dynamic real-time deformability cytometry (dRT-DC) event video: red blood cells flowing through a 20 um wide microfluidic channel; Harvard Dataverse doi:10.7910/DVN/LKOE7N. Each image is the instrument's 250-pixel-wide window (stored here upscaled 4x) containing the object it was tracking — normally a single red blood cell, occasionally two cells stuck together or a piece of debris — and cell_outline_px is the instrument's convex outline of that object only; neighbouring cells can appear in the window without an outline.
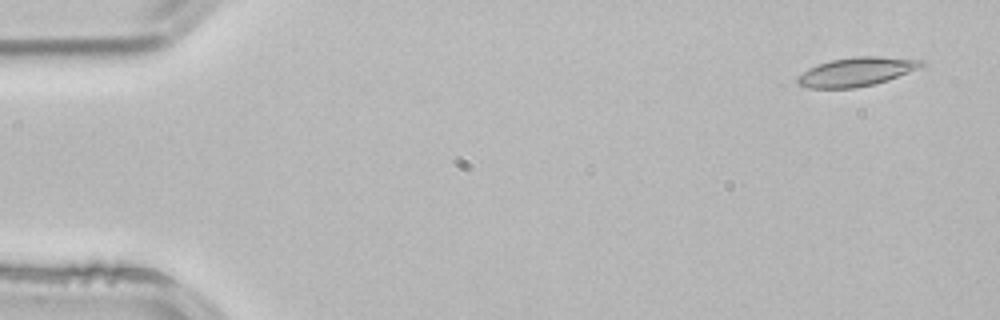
{"species": "common noctule bat (a hibernating species)", "species_latin": "Nyctalus noctula", "temperature_condition": "room temperature", "stored_images_in_passage": 4, "camera_frame_rate_fps": 3000, "um_per_image_px": 0.085, "animal": {"sex": "male", "body_mass_g": 21.5, "forearm_length_mm": 52.0}, "frame": {"image": 1, "passage_image": 1, "time_ms": 0.0, "image_size_px": [1000, 320], "cell_outline_px": [[924, 64], [920, 68], [888, 80], [856, 88], [808, 88], [796, 84], [796, 76], [808, 68], [832, 60], [856, 56], [876, 56], [924, 60]], "centroid_in_image_um": [72.77, 6.11], "position_along_channel_um": 12.2, "area_um2": 20.81}}
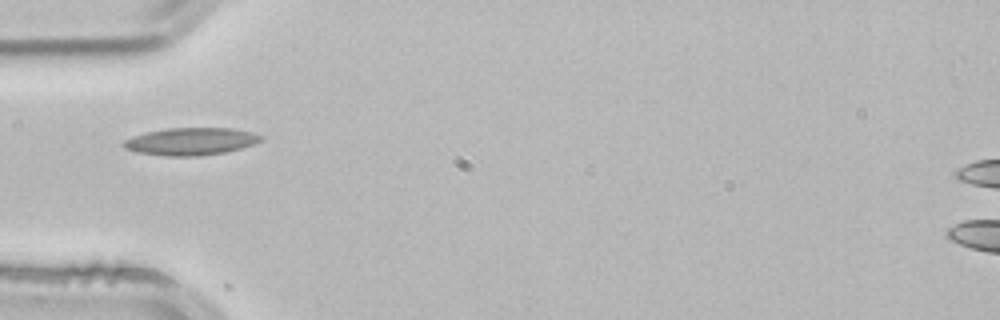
{"frame": {"image": 2, "passage_image": 4, "time_ms": 1.0, "image_size_px": [1000, 320], "cell_outline_px": [[264, 140], [240, 148], [224, 152], [200, 156], [164, 156], [136, 152], [124, 148], [120, 144], [124, 140], [132, 136], [144, 132], [164, 128], [232, 128], [252, 132], [264, 136]], "centroid_in_image_um": [16.18, 12.01], "position_along_channel_um": 68.8, "area_um2": 22.2}}